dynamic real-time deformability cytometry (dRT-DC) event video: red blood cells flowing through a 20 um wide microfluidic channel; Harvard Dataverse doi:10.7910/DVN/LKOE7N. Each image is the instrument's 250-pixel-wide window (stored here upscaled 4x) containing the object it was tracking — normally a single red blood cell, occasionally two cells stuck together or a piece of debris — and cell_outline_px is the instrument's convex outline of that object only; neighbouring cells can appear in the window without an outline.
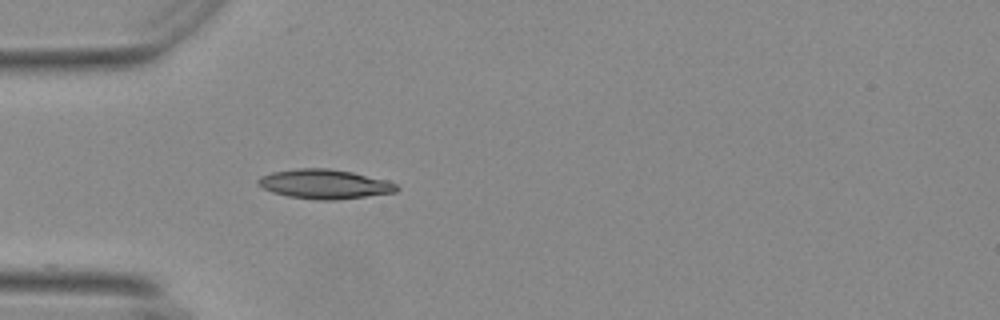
{"species": "Egyptian fruit bat (a non-hibernating species)", "species_latin": "Rousettus aegyptiacus", "temperature_condition": "warm", "stored_images_in_passage": 39, "camera_frame_rate_fps": 3000, "um_per_image_px": 0.085, "animal": {"sex": "female"}, "frame": {"image": 1, "passage_image": 1, "time_ms": 0.0, "image_size_px": [1000, 320], "cell_outline_px": [[400, 188], [396, 192], [332, 200], [320, 200], [288, 196], [272, 192], [264, 188], [256, 180], [260, 176], [272, 172], [300, 168], [328, 168], [352, 172], [388, 180], [396, 184]], "centroid_in_image_um": [27.6, 15.64], "position_along_channel_um": 57.4, "area_um2": 23.52}}
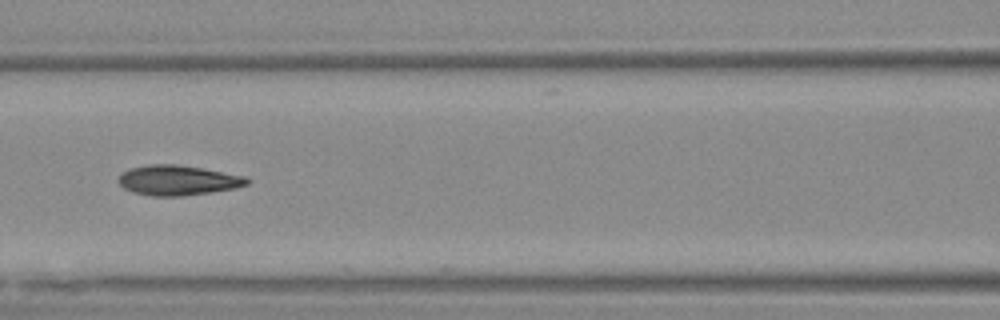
{"frame": {"image": 2, "passage_image": 9, "time_ms": 2.667, "image_size_px": [1000, 320], "cell_outline_px": [[252, 180], [248, 184], [236, 188], [184, 196], [152, 196], [132, 192], [124, 188], [120, 184], [120, 176], [124, 172], [132, 168], [148, 164], [176, 164], [200, 168], [244, 176]], "centroid_in_image_um": [15.14, 15.33], "position_along_channel_um": 151.5, "area_um2": 22.25}}
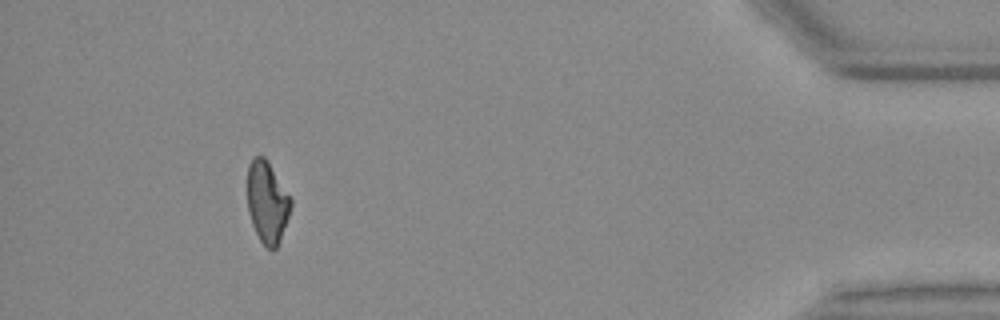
{"frame": {"image": 3, "passage_image": 35, "time_ms": 11.333, "image_size_px": [1000, 320], "cell_outline_px": [[292, 204], [280, 240], [276, 248], [268, 248], [260, 240], [252, 224], [248, 208], [248, 164], [256, 156], [264, 156], [268, 160], [292, 200]], "centroid_in_image_um": [22.71, 17.15], "position_along_channel_um": 412.5, "area_um2": 20.35}, "authors_computed_cell_mechanics": {"area_um2": 21.7328, "velocity_mm_per_s": 3.7197, "shape_relaxation_time_tau1_ms": null, "shape_relaxation_time_tau2_ms": 2.1986, "deformation_change_tau1": null, "deformation_change_tau2": 0.083}}